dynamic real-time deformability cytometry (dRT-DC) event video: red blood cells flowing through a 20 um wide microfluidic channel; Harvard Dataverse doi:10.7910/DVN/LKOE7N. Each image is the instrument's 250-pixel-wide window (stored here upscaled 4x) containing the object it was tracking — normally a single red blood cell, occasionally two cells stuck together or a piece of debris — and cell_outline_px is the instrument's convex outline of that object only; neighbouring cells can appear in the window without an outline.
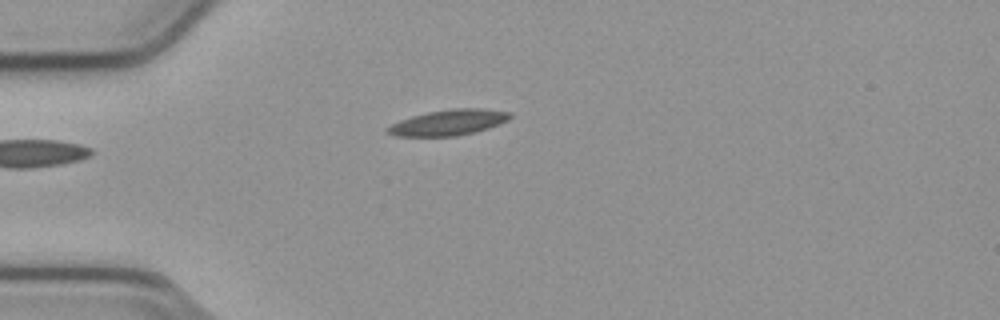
{"species": "common noctule bat (a hibernating species)", "species_latin": "Nyctalus noctula", "temperature_condition": "cold", "stored_images_in_passage": 41, "camera_frame_rate_fps": 3000, "um_per_image_px": 0.085, "animal": {"sex": "male", "body_mass_g": 23.1, "forearm_length_mm": 52.7}, "frame": {"image": 1, "passage_image": 1, "time_ms": 0.0, "image_size_px": [1000, 320], "cell_outline_px": [[512, 116], [508, 120], [500, 124], [476, 132], [456, 136], [396, 136], [388, 132], [384, 128], [400, 120], [412, 116], [428, 112], [452, 108], [480, 108], [512, 112]], "centroid_in_image_um": [38.16, 10.41], "position_along_channel_um": 46.8, "area_um2": 18.38}}
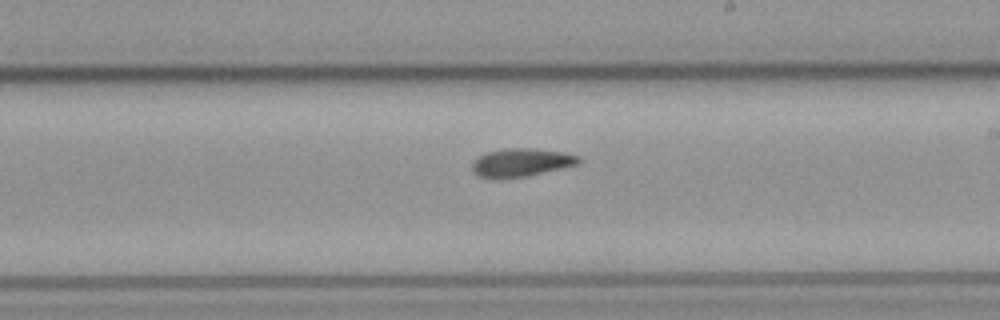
{"frame": {"image": 2, "passage_image": 18, "time_ms": 5.667, "image_size_px": [1000, 320], "cell_outline_px": [[580, 164], [528, 176], [480, 176], [472, 168], [472, 164], [484, 152], [508, 148], [536, 148], [564, 152], [580, 156]], "centroid_in_image_um": [44.41, 13.77], "position_along_channel_um": 244.6, "area_um2": 17.05}}
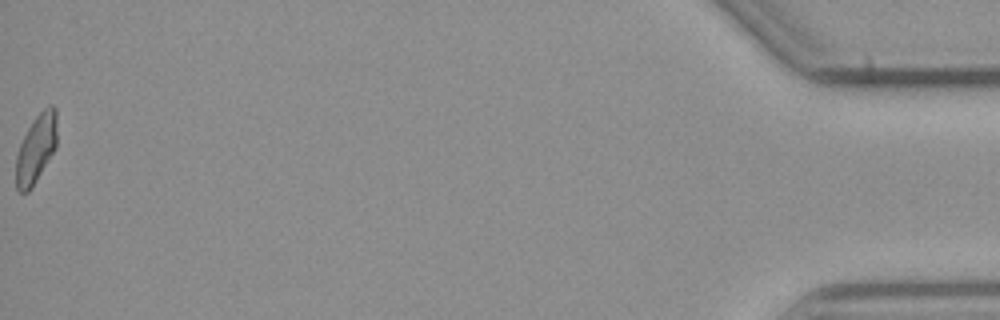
{"frame": {"image": 3, "passage_image": 41, "time_ms": 13.333, "image_size_px": [1000, 320], "cell_outline_px": [[56, 148], [36, 180], [28, 192], [20, 192], [16, 188], [16, 156], [20, 144], [32, 120], [48, 104], [52, 104], [56, 108]], "centroid_in_image_um": [3.07, 12.61], "position_along_channel_um": 432.1, "area_um2": 16.24}, "authors_computed_cell_mechanics": {"area_um2": 17.1088, "velocity_mm_per_s": 3.7997, "shape_relaxation_time_tau1_ms": null, "shape_relaxation_time_tau2_ms": 3.874, "deformation_change_tau1": null, "deformation_change_tau2": 0.0984}}